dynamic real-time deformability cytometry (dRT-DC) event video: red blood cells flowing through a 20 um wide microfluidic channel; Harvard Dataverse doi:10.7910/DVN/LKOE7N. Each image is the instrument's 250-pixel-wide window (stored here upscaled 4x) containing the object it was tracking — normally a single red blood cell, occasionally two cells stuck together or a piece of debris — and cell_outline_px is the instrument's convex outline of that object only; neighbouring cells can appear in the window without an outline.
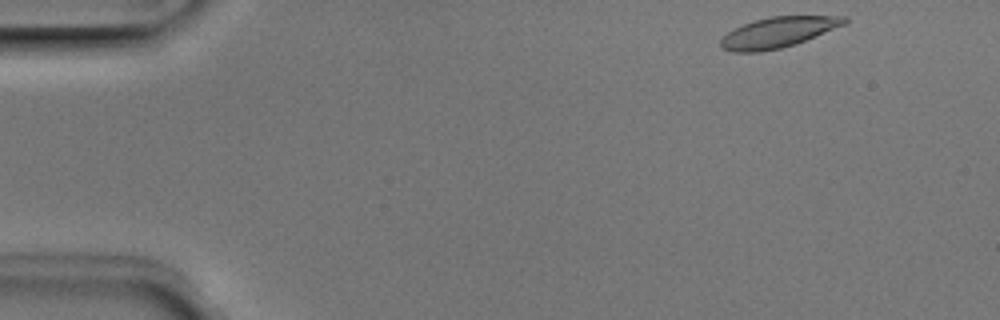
{"species": "Egyptian fruit bat (a non-hibernating species)", "species_latin": "Rousettus aegyptiacus", "temperature_condition": "room temperature", "stored_images_in_passage": 5, "camera_frame_rate_fps": 3000, "um_per_image_px": 0.085, "animal": {"sex": "male"}, "frame": {"image": 1, "passage_image": 1, "time_ms": 0.0, "image_size_px": [1000, 320], "cell_outline_px": [[848, 24], [796, 44], [780, 48], [760, 52], [732, 52], [720, 48], [720, 40], [732, 28], [768, 16], [848, 16]], "centroid_in_image_um": [66.16, 2.75], "position_along_channel_um": 18.8, "area_um2": 22.25}}
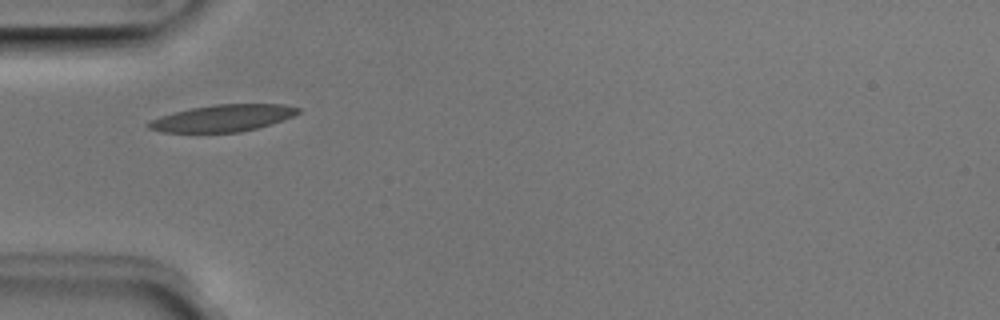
{"frame": {"image": 2, "passage_image": 3, "time_ms": 0.667, "image_size_px": [1000, 320], "cell_outline_px": [[300, 112], [292, 116], [272, 124], [240, 132], [164, 132], [148, 128], [144, 124], [148, 120], [160, 116], [192, 108], [216, 104], [284, 104], [300, 108]], "centroid_in_image_um": [18.92, 10.04], "position_along_channel_um": 66.1, "area_um2": 23.29}}
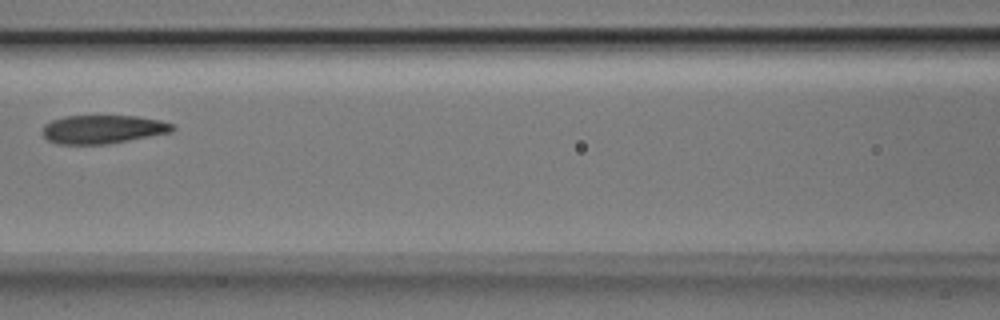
{"frame": {"image": 3, "passage_image": 5, "time_ms": 1.333, "image_size_px": [1000, 320], "cell_outline_px": [[176, 128], [172, 132], [108, 144], [56, 144], [48, 140], [44, 136], [44, 124], [52, 120], [64, 116], [136, 116], [160, 120], [176, 124]], "centroid_in_image_um": [8.78, 10.99], "position_along_channel_um": 157.8, "area_um2": 21.68}}